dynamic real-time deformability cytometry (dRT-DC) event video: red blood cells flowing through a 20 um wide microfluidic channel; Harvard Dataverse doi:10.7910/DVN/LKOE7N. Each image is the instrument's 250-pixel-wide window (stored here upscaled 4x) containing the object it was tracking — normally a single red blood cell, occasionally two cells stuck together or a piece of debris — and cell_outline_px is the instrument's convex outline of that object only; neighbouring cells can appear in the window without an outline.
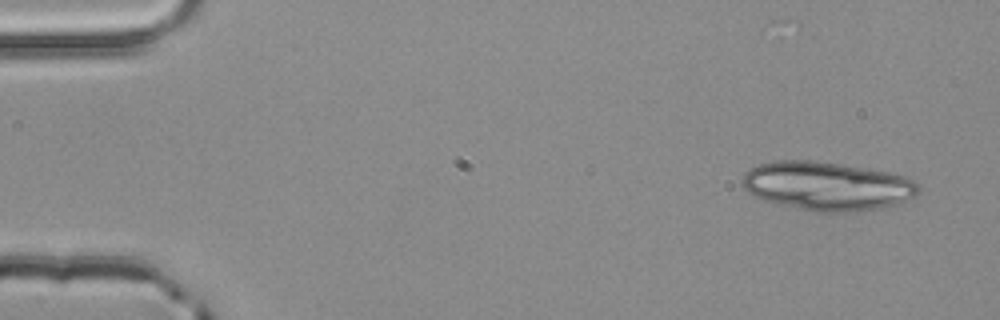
{"species": "common noctule bat (a hibernating species)", "species_latin": "Nyctalus noctula", "temperature_condition": "room temperature", "stored_images_in_passage": 4, "camera_frame_rate_fps": 3000, "um_per_image_px": 0.085, "animal": {"sex": "male", "body_mass_g": 20.4}, "frame": {"image": 1, "passage_image": 1, "time_ms": 0.0, "image_size_px": [1000, 320], "cell_outline_px": [[920, 192], [916, 196], [900, 204], [880, 208], [856, 212], [816, 212], [760, 200], [752, 196], [740, 184], [740, 180], [744, 172], [748, 168], [756, 164], [776, 160], [816, 160], [844, 164], [888, 172], [908, 176], [920, 184]], "centroid_in_image_um": [70.3, 15.81], "position_along_channel_um": 14.7, "area_um2": 51.27}}